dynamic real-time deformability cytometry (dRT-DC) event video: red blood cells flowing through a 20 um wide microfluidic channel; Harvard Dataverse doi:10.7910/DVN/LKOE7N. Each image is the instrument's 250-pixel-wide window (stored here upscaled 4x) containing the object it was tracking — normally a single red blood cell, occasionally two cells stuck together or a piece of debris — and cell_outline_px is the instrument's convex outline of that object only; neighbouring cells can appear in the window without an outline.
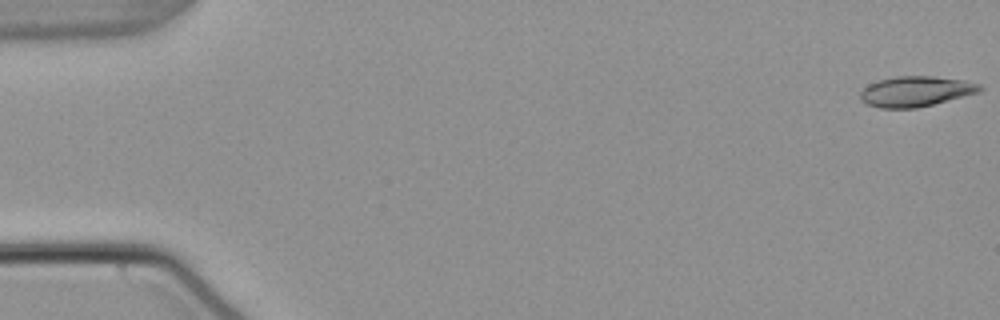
{"species": "common noctule bat (a hibernating species)", "species_latin": "Nyctalus noctula", "temperature_condition": "warm", "stored_images_in_passage": 54, "camera_frame_rate_fps": 3000, "um_per_image_px": 0.085, "animal": {"sex": "male", "body_mass_g": 21.5, "forearm_length_mm": 52.0}, "frame": {"image": 1, "passage_image": 1, "time_ms": 0.0, "image_size_px": [1000, 320], "cell_outline_px": [[984, 88], [980, 92], [916, 108], [880, 108], [868, 104], [860, 100], [860, 92], [868, 84], [880, 80], [896, 76], [932, 76], [964, 80], [980, 84]], "centroid_in_image_um": [77.84, 7.76], "position_along_channel_um": 7.2, "area_um2": 21.04}}
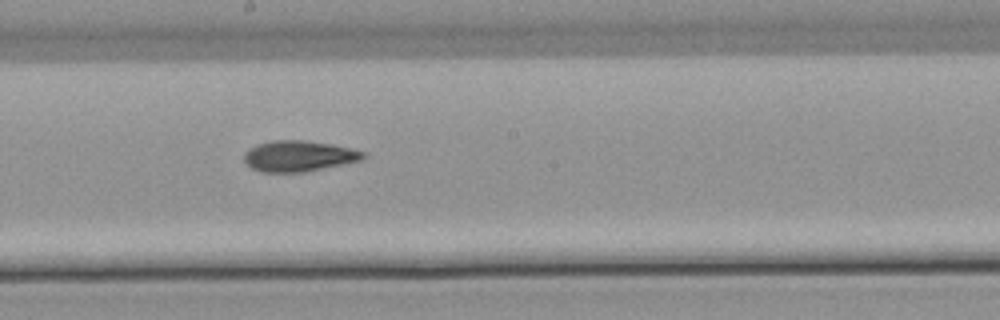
{"frame": {"image": 2, "passage_image": 30, "time_ms": 9.667, "image_size_px": [1000, 320], "cell_outline_px": [[368, 156], [360, 160], [304, 172], [264, 172], [252, 168], [244, 160], [244, 152], [248, 148], [256, 144], [272, 140], [304, 140], [332, 144], [364, 152]], "centroid_in_image_um": [25.35, 13.25], "position_along_channel_um": 222.8, "area_um2": 21.27}}
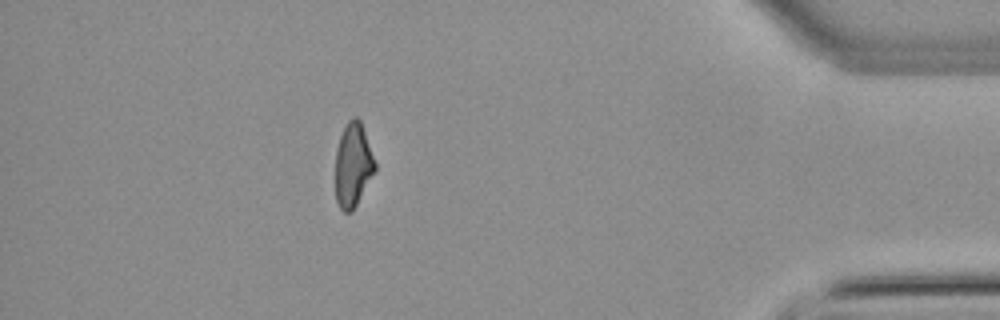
{"frame": {"image": 3, "passage_image": 48, "time_ms": 15.667, "image_size_px": [1000, 320], "cell_outline_px": [[376, 168], [352, 212], [344, 212], [340, 208], [336, 200], [336, 148], [340, 136], [348, 120], [352, 116], [356, 116], [360, 120], [376, 164]], "centroid_in_image_um": [29.99, 14.01], "position_along_channel_um": 405.2, "area_um2": 19.07}, "authors_computed_cell_mechanics": {"area_um2": 21.0392, "velocity_mm_per_s": 3.8284, "shape_relaxation_time_tau1_ms": 11.0996, "shape_relaxation_time_tau2_ms": 4.6945, "deformation_change_tau1": 0.2537, "deformation_change_tau2": 0.1197}}